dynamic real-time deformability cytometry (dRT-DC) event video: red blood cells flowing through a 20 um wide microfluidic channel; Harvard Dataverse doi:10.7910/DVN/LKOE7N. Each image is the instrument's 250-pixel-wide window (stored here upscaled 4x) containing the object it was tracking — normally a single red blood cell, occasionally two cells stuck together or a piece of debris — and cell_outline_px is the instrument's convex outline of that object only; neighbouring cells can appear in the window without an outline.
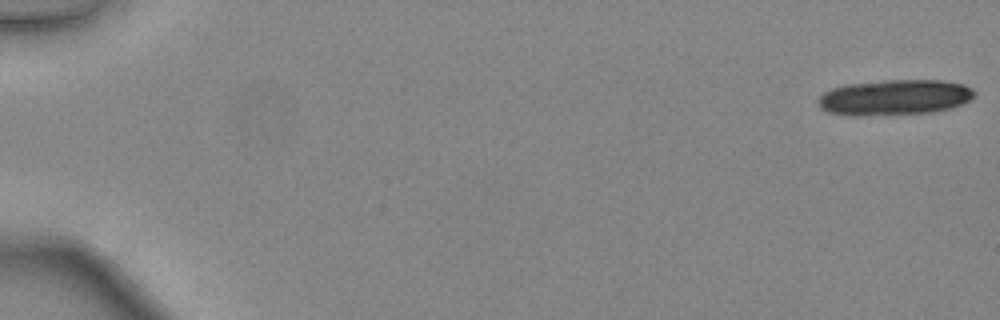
{"species": "common noctule bat (a hibernating species)", "species_latin": "Nyctalus noctula", "temperature_condition": "warm", "stored_images_in_passage": 18, "camera_frame_rate_fps": 3000, "um_per_image_px": 0.085, "animal": {"sex": "female", "body_mass_g": 24.6, "forearm_length_mm": 56.2}, "frame": {"image": 1, "passage_image": 1, "time_ms": 0.0, "image_size_px": [1000, 320], "cell_outline_px": [[976, 96], [952, 108], [932, 112], [860, 116], [848, 116], [828, 112], [820, 108], [816, 104], [816, 100], [824, 92], [832, 88], [844, 84], [884, 80], [940, 80], [964, 84], [972, 88], [976, 92]], "centroid_in_image_um": [76.0, 8.28], "position_along_channel_um": 9.0, "area_um2": 32.77}}